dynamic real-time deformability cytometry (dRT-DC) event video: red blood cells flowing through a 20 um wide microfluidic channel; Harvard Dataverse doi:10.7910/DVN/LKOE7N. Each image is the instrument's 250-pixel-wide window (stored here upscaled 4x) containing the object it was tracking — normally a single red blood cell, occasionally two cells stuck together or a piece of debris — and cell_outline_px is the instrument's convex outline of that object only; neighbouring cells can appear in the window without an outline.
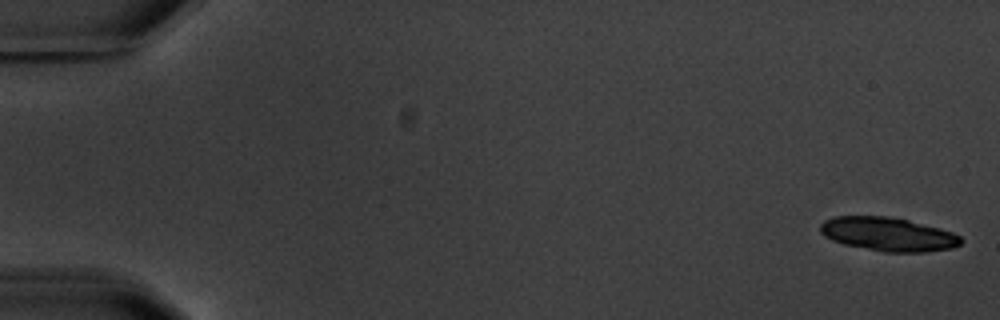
{"species": "common noctule bat (a hibernating species)", "species_latin": "Nyctalus noctula", "temperature_condition": "warm", "stored_images_in_passage": 6, "camera_frame_rate_fps": 3000, "um_per_image_px": 0.085, "animal": {"sex": "male", "body_mass_g": 20.1, "forearm_length_mm": 53.5}, "frame": {"image": 1, "passage_image": 1, "time_ms": 0.0, "image_size_px": [1000, 320], "cell_outline_px": [[964, 240], [960, 244], [952, 248], [924, 252], [884, 252], [844, 244], [832, 240], [824, 236], [820, 232], [820, 224], [824, 220], [832, 216], [888, 216], [908, 220], [940, 228], [952, 232], [960, 236]], "centroid_in_image_um": [75.48, 19.9], "position_along_channel_um": 9.5, "area_um2": 27.74}}